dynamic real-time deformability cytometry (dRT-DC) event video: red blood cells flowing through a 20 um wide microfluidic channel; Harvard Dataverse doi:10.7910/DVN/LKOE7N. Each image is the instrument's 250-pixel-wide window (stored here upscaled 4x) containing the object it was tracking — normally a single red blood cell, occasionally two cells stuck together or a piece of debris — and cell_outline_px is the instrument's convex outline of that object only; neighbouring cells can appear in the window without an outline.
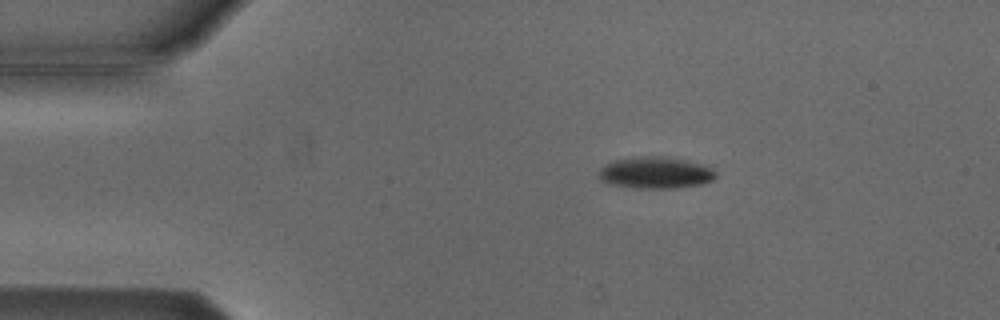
{"species": "Egyptian fruit bat (a non-hibernating species)", "species_latin": "Rousettus aegyptiacus", "temperature_condition": "cold", "stored_images_in_passage": 6, "camera_frame_rate_fps": 3000, "um_per_image_px": 0.085, "animal": {"sex": "male"}, "frame": {"image": 1, "passage_image": 3, "time_ms": 3.0, "image_size_px": [1000, 320], "cell_outline_px": [[716, 176], [712, 180], [700, 184], [676, 188], [636, 188], [612, 184], [600, 180], [600, 168], [604, 164], [616, 160], [644, 156], [664, 156], [684, 160], [700, 164], [712, 168], [716, 172]], "centroid_in_image_um": [55.72, 14.68], "position_along_channel_um": 29.3, "area_um2": 21.33}}
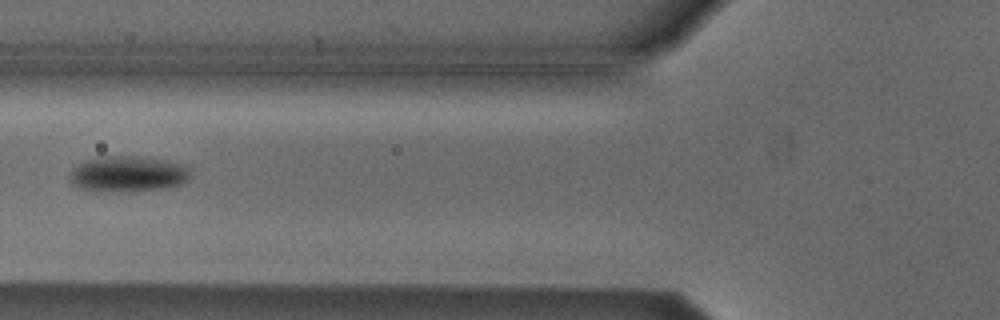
{"frame": {"image": 2, "passage_image": 6, "time_ms": 6.667, "image_size_px": [1000, 320], "cell_outline_px": [[188, 176], [180, 184], [164, 188], [80, 188], [72, 184], [68, 176], [72, 168], [84, 160], [108, 156], [144, 156], [184, 164], [188, 168]], "centroid_in_image_um": [10.85, 14.7], "position_along_channel_um": 115.0, "area_um2": 23.76}}